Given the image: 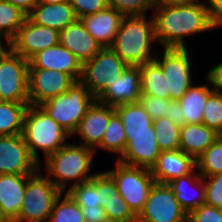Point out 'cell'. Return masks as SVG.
Instances as JSON below:
<instances>
[{
	"label": "cell",
	"mask_w": 222,
	"mask_h": 222,
	"mask_svg": "<svg viewBox=\"0 0 222 222\" xmlns=\"http://www.w3.org/2000/svg\"><path fill=\"white\" fill-rule=\"evenodd\" d=\"M201 0L154 4L156 41L164 48H186L184 38L216 28Z\"/></svg>",
	"instance_id": "cell-1"
},
{
	"label": "cell",
	"mask_w": 222,
	"mask_h": 222,
	"mask_svg": "<svg viewBox=\"0 0 222 222\" xmlns=\"http://www.w3.org/2000/svg\"><path fill=\"white\" fill-rule=\"evenodd\" d=\"M156 42L153 17L124 16L110 48L129 66L153 61V43Z\"/></svg>",
	"instance_id": "cell-2"
},
{
	"label": "cell",
	"mask_w": 222,
	"mask_h": 222,
	"mask_svg": "<svg viewBox=\"0 0 222 222\" xmlns=\"http://www.w3.org/2000/svg\"><path fill=\"white\" fill-rule=\"evenodd\" d=\"M94 155L95 150L89 147L65 144L45 158L46 176L61 192L71 180H75L71 187L90 181L95 175H89Z\"/></svg>",
	"instance_id": "cell-3"
},
{
	"label": "cell",
	"mask_w": 222,
	"mask_h": 222,
	"mask_svg": "<svg viewBox=\"0 0 222 222\" xmlns=\"http://www.w3.org/2000/svg\"><path fill=\"white\" fill-rule=\"evenodd\" d=\"M21 135L39 163L37 150H42L46 158L67 144V137L71 136L41 106L34 105H29L26 110Z\"/></svg>",
	"instance_id": "cell-4"
},
{
	"label": "cell",
	"mask_w": 222,
	"mask_h": 222,
	"mask_svg": "<svg viewBox=\"0 0 222 222\" xmlns=\"http://www.w3.org/2000/svg\"><path fill=\"white\" fill-rule=\"evenodd\" d=\"M96 100L81 81H75L66 93L58 95L40 106L72 136Z\"/></svg>",
	"instance_id": "cell-5"
},
{
	"label": "cell",
	"mask_w": 222,
	"mask_h": 222,
	"mask_svg": "<svg viewBox=\"0 0 222 222\" xmlns=\"http://www.w3.org/2000/svg\"><path fill=\"white\" fill-rule=\"evenodd\" d=\"M39 172L27 180L23 204L15 222L48 221L56 199L63 194L46 175Z\"/></svg>",
	"instance_id": "cell-6"
},
{
	"label": "cell",
	"mask_w": 222,
	"mask_h": 222,
	"mask_svg": "<svg viewBox=\"0 0 222 222\" xmlns=\"http://www.w3.org/2000/svg\"><path fill=\"white\" fill-rule=\"evenodd\" d=\"M106 172L115 181L118 193L126 201L132 212L138 216L156 182L150 169L128 166L116 161V167Z\"/></svg>",
	"instance_id": "cell-7"
},
{
	"label": "cell",
	"mask_w": 222,
	"mask_h": 222,
	"mask_svg": "<svg viewBox=\"0 0 222 222\" xmlns=\"http://www.w3.org/2000/svg\"><path fill=\"white\" fill-rule=\"evenodd\" d=\"M7 47L0 53V101L29 103V61Z\"/></svg>",
	"instance_id": "cell-8"
},
{
	"label": "cell",
	"mask_w": 222,
	"mask_h": 222,
	"mask_svg": "<svg viewBox=\"0 0 222 222\" xmlns=\"http://www.w3.org/2000/svg\"><path fill=\"white\" fill-rule=\"evenodd\" d=\"M128 65L110 48H102L96 56L82 64L80 81L97 99Z\"/></svg>",
	"instance_id": "cell-9"
},
{
	"label": "cell",
	"mask_w": 222,
	"mask_h": 222,
	"mask_svg": "<svg viewBox=\"0 0 222 222\" xmlns=\"http://www.w3.org/2000/svg\"><path fill=\"white\" fill-rule=\"evenodd\" d=\"M137 222H188V214L168 184L155 182Z\"/></svg>",
	"instance_id": "cell-10"
},
{
	"label": "cell",
	"mask_w": 222,
	"mask_h": 222,
	"mask_svg": "<svg viewBox=\"0 0 222 222\" xmlns=\"http://www.w3.org/2000/svg\"><path fill=\"white\" fill-rule=\"evenodd\" d=\"M187 51V48H164L162 59L155 56L154 60L167 80L170 100L178 101L192 86V67Z\"/></svg>",
	"instance_id": "cell-11"
},
{
	"label": "cell",
	"mask_w": 222,
	"mask_h": 222,
	"mask_svg": "<svg viewBox=\"0 0 222 222\" xmlns=\"http://www.w3.org/2000/svg\"><path fill=\"white\" fill-rule=\"evenodd\" d=\"M39 165L21 134L0 136V174H34Z\"/></svg>",
	"instance_id": "cell-12"
},
{
	"label": "cell",
	"mask_w": 222,
	"mask_h": 222,
	"mask_svg": "<svg viewBox=\"0 0 222 222\" xmlns=\"http://www.w3.org/2000/svg\"><path fill=\"white\" fill-rule=\"evenodd\" d=\"M58 43L59 32L57 30L38 25L27 16L17 35L7 46L15 53L29 60L39 51Z\"/></svg>",
	"instance_id": "cell-13"
},
{
	"label": "cell",
	"mask_w": 222,
	"mask_h": 222,
	"mask_svg": "<svg viewBox=\"0 0 222 222\" xmlns=\"http://www.w3.org/2000/svg\"><path fill=\"white\" fill-rule=\"evenodd\" d=\"M74 82L67 73L49 69H29V105L40 106L66 93Z\"/></svg>",
	"instance_id": "cell-14"
},
{
	"label": "cell",
	"mask_w": 222,
	"mask_h": 222,
	"mask_svg": "<svg viewBox=\"0 0 222 222\" xmlns=\"http://www.w3.org/2000/svg\"><path fill=\"white\" fill-rule=\"evenodd\" d=\"M161 150L158 147L154 127L151 132L129 133L127 135V146L120 158L119 163L151 169Z\"/></svg>",
	"instance_id": "cell-15"
},
{
	"label": "cell",
	"mask_w": 222,
	"mask_h": 222,
	"mask_svg": "<svg viewBox=\"0 0 222 222\" xmlns=\"http://www.w3.org/2000/svg\"><path fill=\"white\" fill-rule=\"evenodd\" d=\"M140 83L139 66L128 65L120 77L113 81L97 98V101L112 107L139 102L141 97Z\"/></svg>",
	"instance_id": "cell-16"
},
{
	"label": "cell",
	"mask_w": 222,
	"mask_h": 222,
	"mask_svg": "<svg viewBox=\"0 0 222 222\" xmlns=\"http://www.w3.org/2000/svg\"><path fill=\"white\" fill-rule=\"evenodd\" d=\"M29 69H49L69 74L75 81H80L82 63L60 43L39 51L29 60Z\"/></svg>",
	"instance_id": "cell-17"
},
{
	"label": "cell",
	"mask_w": 222,
	"mask_h": 222,
	"mask_svg": "<svg viewBox=\"0 0 222 222\" xmlns=\"http://www.w3.org/2000/svg\"><path fill=\"white\" fill-rule=\"evenodd\" d=\"M115 113L112 106L95 101L88 109L82 120L80 121L76 131L73 133L79 135L83 139V145L93 150L100 145L106 127L109 124L110 117Z\"/></svg>",
	"instance_id": "cell-18"
},
{
	"label": "cell",
	"mask_w": 222,
	"mask_h": 222,
	"mask_svg": "<svg viewBox=\"0 0 222 222\" xmlns=\"http://www.w3.org/2000/svg\"><path fill=\"white\" fill-rule=\"evenodd\" d=\"M195 168L196 159L179 149L161 151L150 171L157 183L168 184L192 173Z\"/></svg>",
	"instance_id": "cell-19"
},
{
	"label": "cell",
	"mask_w": 222,
	"mask_h": 222,
	"mask_svg": "<svg viewBox=\"0 0 222 222\" xmlns=\"http://www.w3.org/2000/svg\"><path fill=\"white\" fill-rule=\"evenodd\" d=\"M33 174H0V207L6 222H15L23 204L27 180Z\"/></svg>",
	"instance_id": "cell-20"
},
{
	"label": "cell",
	"mask_w": 222,
	"mask_h": 222,
	"mask_svg": "<svg viewBox=\"0 0 222 222\" xmlns=\"http://www.w3.org/2000/svg\"><path fill=\"white\" fill-rule=\"evenodd\" d=\"M59 43L70 50L82 64L91 60L102 49L86 30L81 19H76L59 32Z\"/></svg>",
	"instance_id": "cell-21"
},
{
	"label": "cell",
	"mask_w": 222,
	"mask_h": 222,
	"mask_svg": "<svg viewBox=\"0 0 222 222\" xmlns=\"http://www.w3.org/2000/svg\"><path fill=\"white\" fill-rule=\"evenodd\" d=\"M123 17L115 8L108 6L93 15L82 17L81 21L89 34L104 48L112 45Z\"/></svg>",
	"instance_id": "cell-22"
},
{
	"label": "cell",
	"mask_w": 222,
	"mask_h": 222,
	"mask_svg": "<svg viewBox=\"0 0 222 222\" xmlns=\"http://www.w3.org/2000/svg\"><path fill=\"white\" fill-rule=\"evenodd\" d=\"M28 17L34 23L50 27L58 32L77 19L70 1L56 4L37 3Z\"/></svg>",
	"instance_id": "cell-23"
},
{
	"label": "cell",
	"mask_w": 222,
	"mask_h": 222,
	"mask_svg": "<svg viewBox=\"0 0 222 222\" xmlns=\"http://www.w3.org/2000/svg\"><path fill=\"white\" fill-rule=\"evenodd\" d=\"M168 185L172 188L177 201L187 214L200 205L205 204L204 179L199 173L196 174L193 171L188 175L172 180ZM190 187H192L194 191L196 190L194 194ZM189 189L191 190L189 191Z\"/></svg>",
	"instance_id": "cell-24"
},
{
	"label": "cell",
	"mask_w": 222,
	"mask_h": 222,
	"mask_svg": "<svg viewBox=\"0 0 222 222\" xmlns=\"http://www.w3.org/2000/svg\"><path fill=\"white\" fill-rule=\"evenodd\" d=\"M218 138L216 131L202 123L184 124L180 130L179 149L196 159Z\"/></svg>",
	"instance_id": "cell-25"
},
{
	"label": "cell",
	"mask_w": 222,
	"mask_h": 222,
	"mask_svg": "<svg viewBox=\"0 0 222 222\" xmlns=\"http://www.w3.org/2000/svg\"><path fill=\"white\" fill-rule=\"evenodd\" d=\"M208 85H192L188 91L178 100L180 108L185 118V124H199L202 123L206 100L208 96L214 91L210 89L212 82L206 76ZM210 87V88H209Z\"/></svg>",
	"instance_id": "cell-26"
},
{
	"label": "cell",
	"mask_w": 222,
	"mask_h": 222,
	"mask_svg": "<svg viewBox=\"0 0 222 222\" xmlns=\"http://www.w3.org/2000/svg\"><path fill=\"white\" fill-rule=\"evenodd\" d=\"M124 125L126 136L129 133L151 132L153 120L139 102L121 104L114 107Z\"/></svg>",
	"instance_id": "cell-27"
},
{
	"label": "cell",
	"mask_w": 222,
	"mask_h": 222,
	"mask_svg": "<svg viewBox=\"0 0 222 222\" xmlns=\"http://www.w3.org/2000/svg\"><path fill=\"white\" fill-rule=\"evenodd\" d=\"M139 68L141 72V95L170 99V93L167 92V80L160 65L153 60L139 65Z\"/></svg>",
	"instance_id": "cell-28"
},
{
	"label": "cell",
	"mask_w": 222,
	"mask_h": 222,
	"mask_svg": "<svg viewBox=\"0 0 222 222\" xmlns=\"http://www.w3.org/2000/svg\"><path fill=\"white\" fill-rule=\"evenodd\" d=\"M29 103L0 101V136L22 134Z\"/></svg>",
	"instance_id": "cell-29"
},
{
	"label": "cell",
	"mask_w": 222,
	"mask_h": 222,
	"mask_svg": "<svg viewBox=\"0 0 222 222\" xmlns=\"http://www.w3.org/2000/svg\"><path fill=\"white\" fill-rule=\"evenodd\" d=\"M27 15L16 6L0 0V39L8 45L17 35Z\"/></svg>",
	"instance_id": "cell-30"
},
{
	"label": "cell",
	"mask_w": 222,
	"mask_h": 222,
	"mask_svg": "<svg viewBox=\"0 0 222 222\" xmlns=\"http://www.w3.org/2000/svg\"><path fill=\"white\" fill-rule=\"evenodd\" d=\"M127 146V136L121 118L115 112L106 127L103 139L98 148L122 156Z\"/></svg>",
	"instance_id": "cell-31"
},
{
	"label": "cell",
	"mask_w": 222,
	"mask_h": 222,
	"mask_svg": "<svg viewBox=\"0 0 222 222\" xmlns=\"http://www.w3.org/2000/svg\"><path fill=\"white\" fill-rule=\"evenodd\" d=\"M153 127L161 151L179 150L181 126L163 117L154 120Z\"/></svg>",
	"instance_id": "cell-32"
},
{
	"label": "cell",
	"mask_w": 222,
	"mask_h": 222,
	"mask_svg": "<svg viewBox=\"0 0 222 222\" xmlns=\"http://www.w3.org/2000/svg\"><path fill=\"white\" fill-rule=\"evenodd\" d=\"M196 168L202 177L222 173V140L218 138L196 158Z\"/></svg>",
	"instance_id": "cell-33"
},
{
	"label": "cell",
	"mask_w": 222,
	"mask_h": 222,
	"mask_svg": "<svg viewBox=\"0 0 222 222\" xmlns=\"http://www.w3.org/2000/svg\"><path fill=\"white\" fill-rule=\"evenodd\" d=\"M61 197L62 194L56 199L48 221L85 222L81 207L71 198V196L68 193H65L62 200Z\"/></svg>",
	"instance_id": "cell-34"
},
{
	"label": "cell",
	"mask_w": 222,
	"mask_h": 222,
	"mask_svg": "<svg viewBox=\"0 0 222 222\" xmlns=\"http://www.w3.org/2000/svg\"><path fill=\"white\" fill-rule=\"evenodd\" d=\"M67 193L81 208L101 206L98 192V173L90 181L69 187Z\"/></svg>",
	"instance_id": "cell-35"
},
{
	"label": "cell",
	"mask_w": 222,
	"mask_h": 222,
	"mask_svg": "<svg viewBox=\"0 0 222 222\" xmlns=\"http://www.w3.org/2000/svg\"><path fill=\"white\" fill-rule=\"evenodd\" d=\"M202 124L219 133L222 129V93L213 91L206 100Z\"/></svg>",
	"instance_id": "cell-36"
},
{
	"label": "cell",
	"mask_w": 222,
	"mask_h": 222,
	"mask_svg": "<svg viewBox=\"0 0 222 222\" xmlns=\"http://www.w3.org/2000/svg\"><path fill=\"white\" fill-rule=\"evenodd\" d=\"M108 3L124 16L146 15V11L154 8L152 0H108Z\"/></svg>",
	"instance_id": "cell-37"
},
{
	"label": "cell",
	"mask_w": 222,
	"mask_h": 222,
	"mask_svg": "<svg viewBox=\"0 0 222 222\" xmlns=\"http://www.w3.org/2000/svg\"><path fill=\"white\" fill-rule=\"evenodd\" d=\"M98 192L101 207L104 204L120 202L123 199L118 193L115 181L106 171L98 173Z\"/></svg>",
	"instance_id": "cell-38"
},
{
	"label": "cell",
	"mask_w": 222,
	"mask_h": 222,
	"mask_svg": "<svg viewBox=\"0 0 222 222\" xmlns=\"http://www.w3.org/2000/svg\"><path fill=\"white\" fill-rule=\"evenodd\" d=\"M102 208L105 210L109 222H137V216L124 199L120 202L104 204Z\"/></svg>",
	"instance_id": "cell-39"
},
{
	"label": "cell",
	"mask_w": 222,
	"mask_h": 222,
	"mask_svg": "<svg viewBox=\"0 0 222 222\" xmlns=\"http://www.w3.org/2000/svg\"><path fill=\"white\" fill-rule=\"evenodd\" d=\"M139 101L153 121L159 118L169 117L170 99L141 95Z\"/></svg>",
	"instance_id": "cell-40"
},
{
	"label": "cell",
	"mask_w": 222,
	"mask_h": 222,
	"mask_svg": "<svg viewBox=\"0 0 222 222\" xmlns=\"http://www.w3.org/2000/svg\"><path fill=\"white\" fill-rule=\"evenodd\" d=\"M205 204L222 209V173L203 177Z\"/></svg>",
	"instance_id": "cell-41"
},
{
	"label": "cell",
	"mask_w": 222,
	"mask_h": 222,
	"mask_svg": "<svg viewBox=\"0 0 222 222\" xmlns=\"http://www.w3.org/2000/svg\"><path fill=\"white\" fill-rule=\"evenodd\" d=\"M77 19L93 15L109 6L108 0H69Z\"/></svg>",
	"instance_id": "cell-42"
},
{
	"label": "cell",
	"mask_w": 222,
	"mask_h": 222,
	"mask_svg": "<svg viewBox=\"0 0 222 222\" xmlns=\"http://www.w3.org/2000/svg\"><path fill=\"white\" fill-rule=\"evenodd\" d=\"M188 222H222V209L202 204L188 214Z\"/></svg>",
	"instance_id": "cell-43"
},
{
	"label": "cell",
	"mask_w": 222,
	"mask_h": 222,
	"mask_svg": "<svg viewBox=\"0 0 222 222\" xmlns=\"http://www.w3.org/2000/svg\"><path fill=\"white\" fill-rule=\"evenodd\" d=\"M204 6L208 10L213 25L222 26V0H205Z\"/></svg>",
	"instance_id": "cell-44"
},
{
	"label": "cell",
	"mask_w": 222,
	"mask_h": 222,
	"mask_svg": "<svg viewBox=\"0 0 222 222\" xmlns=\"http://www.w3.org/2000/svg\"><path fill=\"white\" fill-rule=\"evenodd\" d=\"M85 222H109L105 210L101 206L96 208H81Z\"/></svg>",
	"instance_id": "cell-45"
},
{
	"label": "cell",
	"mask_w": 222,
	"mask_h": 222,
	"mask_svg": "<svg viewBox=\"0 0 222 222\" xmlns=\"http://www.w3.org/2000/svg\"><path fill=\"white\" fill-rule=\"evenodd\" d=\"M206 75L211 80L213 89L222 93V62L210 69Z\"/></svg>",
	"instance_id": "cell-46"
},
{
	"label": "cell",
	"mask_w": 222,
	"mask_h": 222,
	"mask_svg": "<svg viewBox=\"0 0 222 222\" xmlns=\"http://www.w3.org/2000/svg\"><path fill=\"white\" fill-rule=\"evenodd\" d=\"M167 118L179 126H183L185 124V118L178 101H170L169 117Z\"/></svg>",
	"instance_id": "cell-47"
},
{
	"label": "cell",
	"mask_w": 222,
	"mask_h": 222,
	"mask_svg": "<svg viewBox=\"0 0 222 222\" xmlns=\"http://www.w3.org/2000/svg\"><path fill=\"white\" fill-rule=\"evenodd\" d=\"M2 1H5L7 3L16 6L27 16L33 11V8L38 3V0H2Z\"/></svg>",
	"instance_id": "cell-48"
},
{
	"label": "cell",
	"mask_w": 222,
	"mask_h": 222,
	"mask_svg": "<svg viewBox=\"0 0 222 222\" xmlns=\"http://www.w3.org/2000/svg\"><path fill=\"white\" fill-rule=\"evenodd\" d=\"M64 1H69V0H38V3H43V4H56L58 2H64Z\"/></svg>",
	"instance_id": "cell-49"
},
{
	"label": "cell",
	"mask_w": 222,
	"mask_h": 222,
	"mask_svg": "<svg viewBox=\"0 0 222 222\" xmlns=\"http://www.w3.org/2000/svg\"><path fill=\"white\" fill-rule=\"evenodd\" d=\"M195 0H159V3H180V2H191Z\"/></svg>",
	"instance_id": "cell-50"
},
{
	"label": "cell",
	"mask_w": 222,
	"mask_h": 222,
	"mask_svg": "<svg viewBox=\"0 0 222 222\" xmlns=\"http://www.w3.org/2000/svg\"><path fill=\"white\" fill-rule=\"evenodd\" d=\"M6 46L3 45V41L0 39V53L3 51V49L5 48Z\"/></svg>",
	"instance_id": "cell-51"
},
{
	"label": "cell",
	"mask_w": 222,
	"mask_h": 222,
	"mask_svg": "<svg viewBox=\"0 0 222 222\" xmlns=\"http://www.w3.org/2000/svg\"><path fill=\"white\" fill-rule=\"evenodd\" d=\"M0 222H6V221L2 218L1 207H0Z\"/></svg>",
	"instance_id": "cell-52"
},
{
	"label": "cell",
	"mask_w": 222,
	"mask_h": 222,
	"mask_svg": "<svg viewBox=\"0 0 222 222\" xmlns=\"http://www.w3.org/2000/svg\"><path fill=\"white\" fill-rule=\"evenodd\" d=\"M218 135H219V139L222 140V129H221V131L218 133Z\"/></svg>",
	"instance_id": "cell-53"
},
{
	"label": "cell",
	"mask_w": 222,
	"mask_h": 222,
	"mask_svg": "<svg viewBox=\"0 0 222 222\" xmlns=\"http://www.w3.org/2000/svg\"><path fill=\"white\" fill-rule=\"evenodd\" d=\"M152 2L155 3H159V0H152Z\"/></svg>",
	"instance_id": "cell-54"
}]
</instances>
